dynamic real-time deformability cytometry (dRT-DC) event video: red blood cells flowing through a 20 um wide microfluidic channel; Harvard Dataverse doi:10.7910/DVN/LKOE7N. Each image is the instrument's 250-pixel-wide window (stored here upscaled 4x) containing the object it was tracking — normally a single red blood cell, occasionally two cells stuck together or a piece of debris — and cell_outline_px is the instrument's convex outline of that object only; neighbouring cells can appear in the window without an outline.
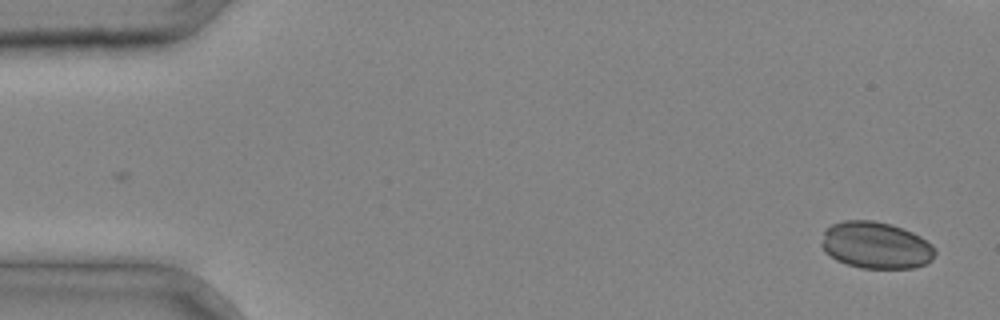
{"species": "common noctule bat (a hibernating species)", "species_latin": "Nyctalus noctula", "temperature_condition": "cold", "stored_images_in_passage": 2, "camera_frame_rate_fps": 3000, "um_per_image_px": 0.085, "animal": {"sex": "male", "body_mass_g": 20.4}, "frame": {"image": 1, "passage_image": 2, "time_ms": 0.333, "image_size_px": [1000, 320], "cell_outline_px": [[936, 252], [932, 260], [924, 264], [912, 268], [860, 268], [836, 260], [824, 252], [820, 244], [824, 228], [832, 224], [844, 220], [872, 220], [892, 224], [912, 232], [920, 236], [932, 244], [936, 248]], "centroid_in_image_um": [74.43, 20.83], "position_along_channel_um": 10.6, "area_um2": 31.33}}